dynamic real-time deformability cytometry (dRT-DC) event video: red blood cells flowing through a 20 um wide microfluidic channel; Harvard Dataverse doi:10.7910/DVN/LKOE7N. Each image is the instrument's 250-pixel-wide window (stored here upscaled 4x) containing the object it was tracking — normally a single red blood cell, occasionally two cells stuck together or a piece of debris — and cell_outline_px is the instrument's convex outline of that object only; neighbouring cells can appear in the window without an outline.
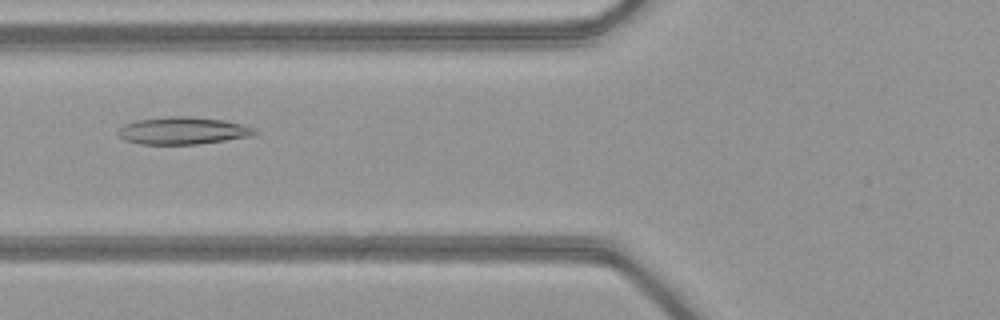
{"species": "common noctule bat (a hibernating species)", "species_latin": "Nyctalus noctula", "temperature_condition": "warm", "stored_images_in_passage": 39, "camera_frame_rate_fps": 3000, "um_per_image_px": 0.085, "animal": {"sex": "female", "body_mass_g": 21.9}, "frame": {"image": 1, "passage_image": 9, "time_ms": 2.667, "image_size_px": [1000, 320], "cell_outline_px": [[260, 132], [252, 136], [196, 144], [140, 144], [124, 140], [116, 132], [124, 124], [136, 120], [168, 116], [188, 116], [224, 120], [244, 124], [256, 128]], "centroid_in_image_um": [15.57, 11.1], "position_along_channel_um": 110.2, "area_um2": 21.91}}
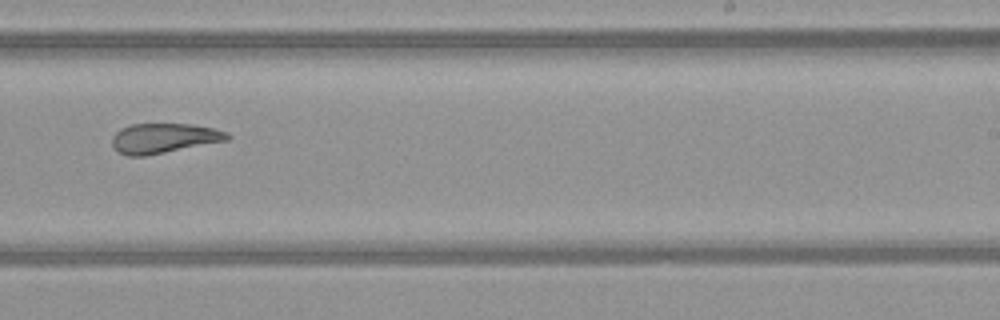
{"frame": {"image": 2, "passage_image": 21, "time_ms": 6.667, "image_size_px": [1000, 320], "cell_outline_px": [[232, 136], [228, 140], [144, 156], [128, 156], [116, 152], [112, 144], [112, 136], [120, 128], [132, 124], [192, 124], [212, 128], [228, 132]], "centroid_in_image_um": [13.9, 11.75], "position_along_channel_um": 275.1, "area_um2": 20.06}}
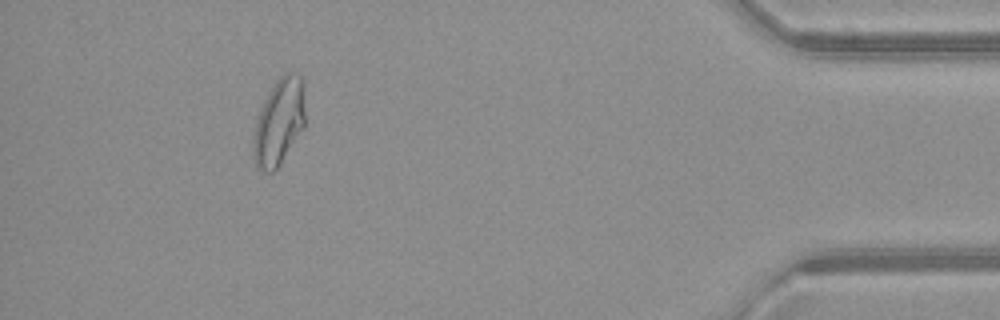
{"frame": {"image": 3, "passage_image": 35, "time_ms": 11.333, "image_size_px": [1000, 320], "cell_outline_px": [[304, 128], [280, 164], [272, 172], [260, 172], [256, 168], [252, 156], [252, 136], [256, 120], [260, 108], [268, 92], [276, 80], [284, 72], [292, 72], [300, 76], [304, 80]], "centroid_in_image_um": [23.69, 10.38], "position_along_channel_um": 411.5, "area_um2": 26.7}, "authors_computed_cell_mechanics": {"area_um2": 22.4842, "velocity_mm_per_s": 4.1124, "shape_relaxation_time_tau1_ms": null, "shape_relaxation_time_tau2_ms": 2.2563, "deformation_change_tau1": null, "deformation_change_tau2": 0.0941}}